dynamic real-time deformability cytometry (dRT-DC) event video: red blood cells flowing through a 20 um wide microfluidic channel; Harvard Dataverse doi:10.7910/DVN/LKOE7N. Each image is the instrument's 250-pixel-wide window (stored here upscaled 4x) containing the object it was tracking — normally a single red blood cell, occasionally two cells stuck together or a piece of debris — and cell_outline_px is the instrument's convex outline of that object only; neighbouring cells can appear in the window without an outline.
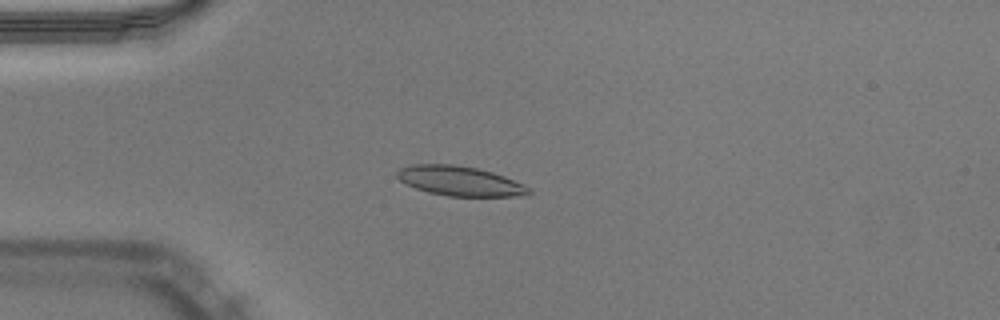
{"species": "Egyptian fruit bat (a non-hibernating species)", "species_latin": "Rousettus aegyptiacus", "temperature_condition": "warm", "stored_images_in_passage": 51, "camera_frame_rate_fps": 3000, "um_per_image_px": 0.085, "animal": {"sex": "male"}, "frame": {"image": 1, "passage_image": 14, "time_ms": 4.333, "image_size_px": [1000, 320], "cell_outline_px": [[532, 192], [528, 196], [448, 196], [428, 192], [416, 188], [400, 180], [396, 176], [396, 172], [400, 168], [412, 164], [452, 164], [476, 168], [492, 172], [504, 176], [524, 184]], "centroid_in_image_um": [39.1, 15.39], "position_along_channel_um": 45.9, "area_um2": 22.72}}
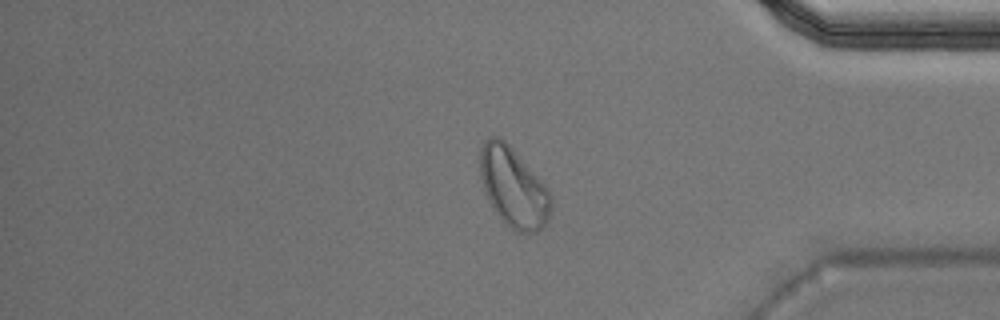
{"frame": {"image": 2, "passage_image": 43, "time_ms": 14.0, "image_size_px": [1000, 320], "cell_outline_px": [[552, 208], [548, 220], [536, 232], [516, 232], [496, 212], [484, 188], [480, 176], [480, 152], [484, 140], [488, 136], [496, 136], [504, 140], [508, 144], [544, 184], [552, 196]], "centroid_in_image_um": [43.65, 15.91], "position_along_channel_um": 391.5, "area_um2": 32.19}}
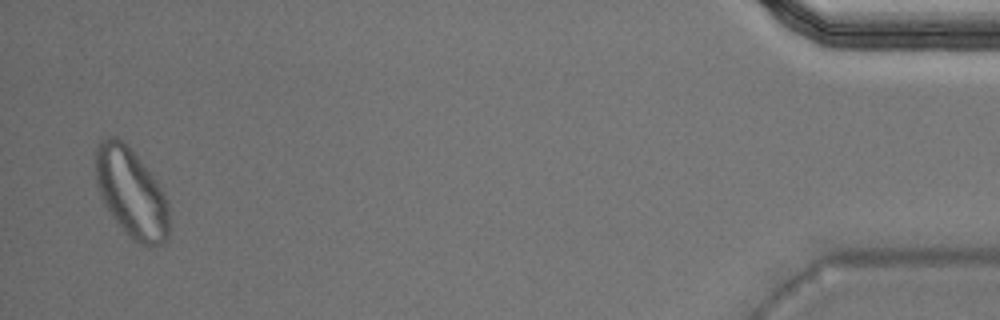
{"frame": {"image": 3, "passage_image": 50, "time_ms": 16.333, "image_size_px": [1000, 320], "cell_outline_px": [[168, 236], [160, 244], [148, 248], [132, 240], [116, 220], [104, 204], [100, 196], [96, 184], [96, 144], [104, 136], [116, 136], [128, 144], [156, 180], [168, 204]], "centroid_in_image_um": [11.13, 16.36], "position_along_channel_um": 424.1, "area_um2": 38.21}, "authors_computed_cell_mechanics": {"area_um2": 22.5998, "velocity_mm_per_s": 3.9832, "shape_relaxation_time_tau1_ms": 9.1957, "shape_relaxation_time_tau2_ms": 3.6059, "deformation_change_tau1": 0.1953, "deformation_change_tau2": 0.0925}}